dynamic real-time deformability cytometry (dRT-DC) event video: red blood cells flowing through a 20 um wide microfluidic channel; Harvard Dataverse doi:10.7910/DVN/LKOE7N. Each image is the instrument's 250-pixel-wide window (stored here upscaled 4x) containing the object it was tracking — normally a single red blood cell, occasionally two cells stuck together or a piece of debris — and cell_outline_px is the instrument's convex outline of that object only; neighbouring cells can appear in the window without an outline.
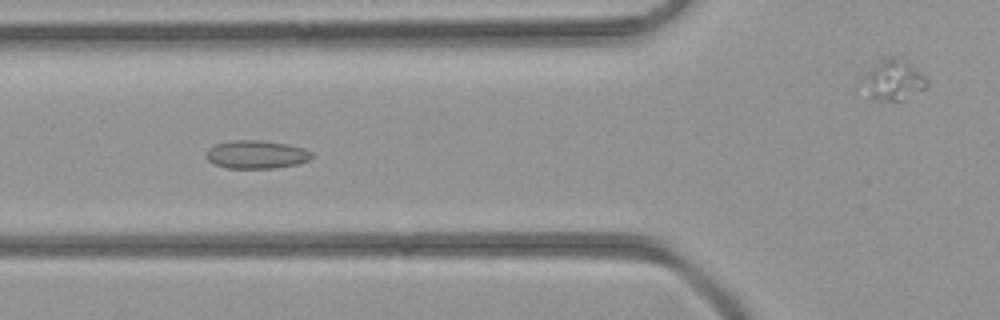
{"species": "common noctule bat (a hibernating species)", "species_latin": "Nyctalus noctula", "temperature_condition": "room temperature", "stored_images_in_passage": 45, "camera_frame_rate_fps": 3000, "um_per_image_px": 0.085, "animal": {"sex": "female", "body_mass_g": 21.9}, "frame": {"image": 1, "passage_image": 17, "time_ms": 5.333, "image_size_px": [1000, 320], "cell_outline_px": [[312, 156], [308, 160], [296, 164], [276, 168], [228, 168], [212, 164], [204, 156], [208, 148], [216, 144], [232, 140], [260, 140], [288, 144], [304, 148], [312, 152]], "centroid_in_image_um": [21.75, 13.13], "position_along_channel_um": 104.0, "area_um2": 17.46}}
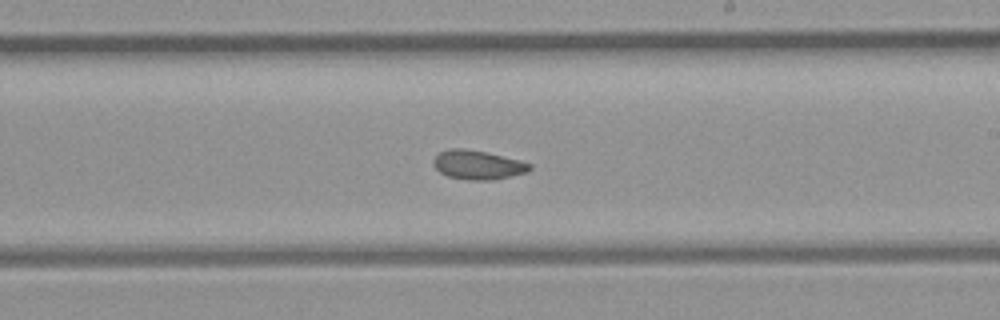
{"frame": {"image": 2, "passage_image": 26, "time_ms": 8.333, "image_size_px": [1000, 320], "cell_outline_px": [[532, 168], [528, 172], [492, 180], [468, 180], [448, 176], [440, 172], [432, 164], [432, 160], [440, 152], [448, 148], [464, 148], [484, 152], [520, 160], [532, 164]], "centroid_in_image_um": [40.61, 14.01], "position_along_channel_um": 248.4, "area_um2": 16.3}}
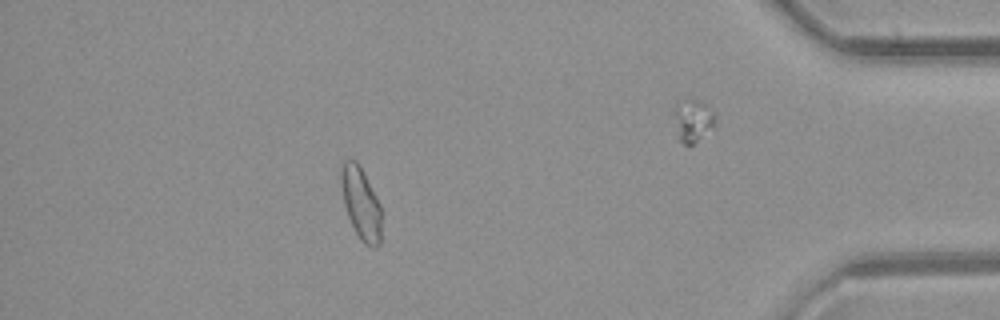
{"frame": {"image": 3, "passage_image": 39, "time_ms": 12.667, "image_size_px": [1000, 320], "cell_outline_px": [[380, 244], [372, 248], [364, 244], [360, 240], [348, 216], [344, 204], [340, 180], [340, 172], [344, 160], [356, 160], [376, 196], [380, 204]], "centroid_in_image_um": [30.66, 17.3], "position_along_channel_um": 404.5, "area_um2": 16.65}}